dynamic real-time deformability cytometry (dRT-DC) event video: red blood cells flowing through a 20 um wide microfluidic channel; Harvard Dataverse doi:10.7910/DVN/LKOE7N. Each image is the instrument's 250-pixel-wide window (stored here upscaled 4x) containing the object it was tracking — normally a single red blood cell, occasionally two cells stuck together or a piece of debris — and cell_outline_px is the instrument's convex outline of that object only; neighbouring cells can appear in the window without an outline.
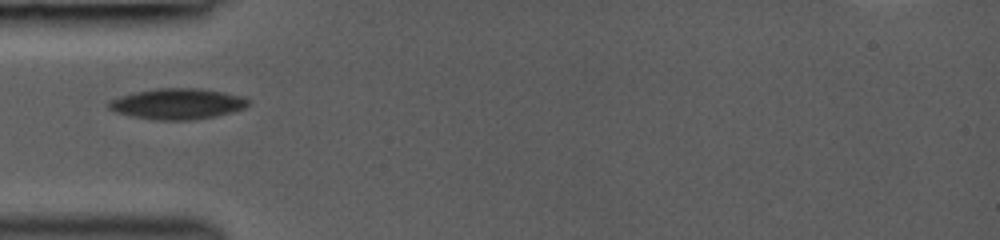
{"species": "common noctule bat (a hibernating species)", "species_latin": "Nyctalus noctula", "temperature_condition": "room temperature", "stored_images_in_passage": 31, "camera_frame_rate_fps": 3000, "um_per_image_px": 0.085, "animal": {"sex": "female", "body_mass_g": 19.0, "forearm_length_mm": 53.3}, "frame": {"image": 1, "passage_image": 1, "time_ms": 0.0, "image_size_px": [1000, 240], "cell_outline_px": [[252, 100], [244, 108], [232, 112], [216, 116], [192, 120], [156, 120], [132, 116], [116, 112], [108, 108], [108, 100], [132, 92], [156, 88], [200, 88], [224, 92], [244, 96]], "centroid_in_image_um": [15.09, 8.82], "position_along_channel_um": 69.9, "area_um2": 25.32}}
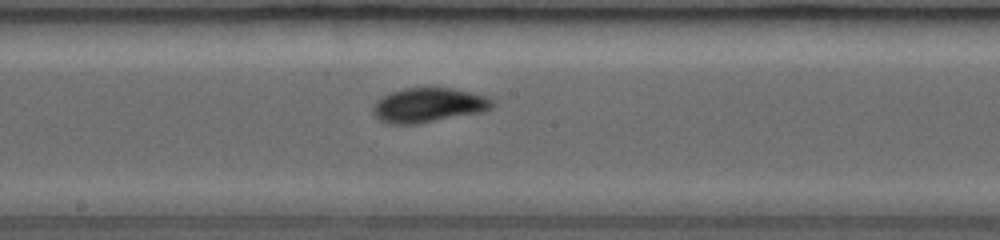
{"frame": {"image": 2, "passage_image": 11, "time_ms": 3.333, "image_size_px": [1000, 240], "cell_outline_px": [[496, 104], [492, 108], [484, 112], [420, 124], [388, 124], [380, 120], [372, 112], [372, 108], [376, 100], [380, 96], [392, 92], [408, 88], [452, 88], [488, 96]], "centroid_in_image_um": [36.44, 8.95], "position_along_channel_um": 211.8, "area_um2": 24.33}}
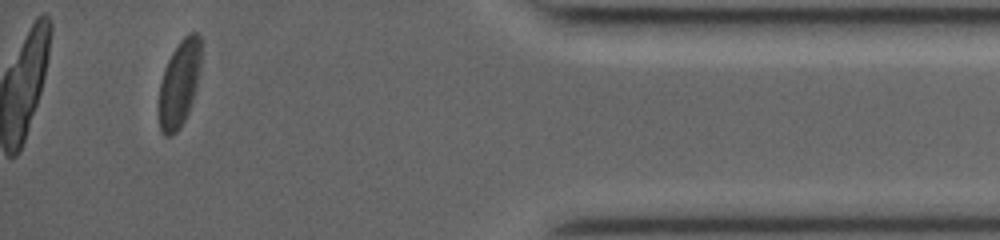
{"frame": {"image": 3, "passage_image": 28, "time_ms": 9.0, "image_size_px": [1000, 240], "cell_outline_px": [[200, 64], [196, 88], [188, 112], [180, 128], [172, 136], [164, 136], [160, 132], [160, 84], [164, 68], [172, 52], [180, 40], [188, 32], [196, 32], [200, 36]], "centroid_in_image_um": [15.24, 7.09], "position_along_channel_um": 420.0, "area_um2": 21.04}}